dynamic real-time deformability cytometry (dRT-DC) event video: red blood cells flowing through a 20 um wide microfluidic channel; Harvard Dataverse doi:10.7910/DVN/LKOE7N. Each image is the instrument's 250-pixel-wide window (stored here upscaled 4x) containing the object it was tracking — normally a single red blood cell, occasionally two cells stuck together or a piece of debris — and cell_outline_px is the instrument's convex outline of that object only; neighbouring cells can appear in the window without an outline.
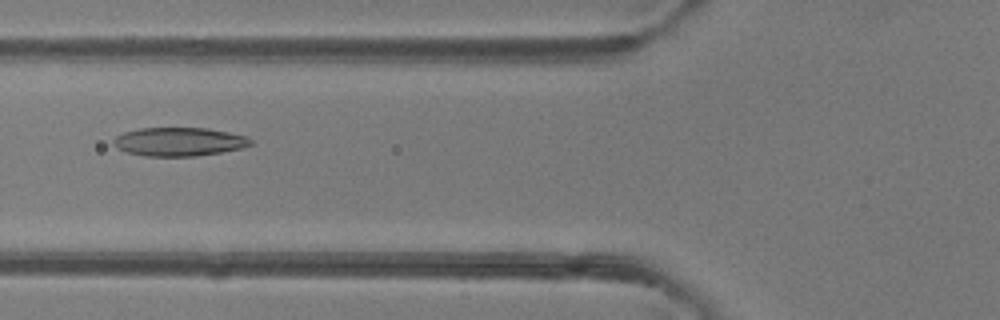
{"species": "common noctule bat (a hibernating species)", "species_latin": "Nyctalus noctula", "temperature_condition": "room temperature", "stored_images_in_passage": 49, "camera_frame_rate_fps": 3000, "um_per_image_px": 0.085, "animal": {"sex": "female"}, "frame": {"image": 1, "passage_image": 19, "time_ms": 6.0, "image_size_px": [1000, 320], "cell_outline_px": [[252, 144], [240, 148], [220, 152], [196, 156], [144, 156], [128, 152], [116, 148], [112, 144], [112, 140], [116, 136], [124, 132], [140, 128], [208, 128], [248, 136], [252, 140]], "centroid_in_image_um": [15.2, 12.04], "position_along_channel_um": 110.6, "area_um2": 22.89}}
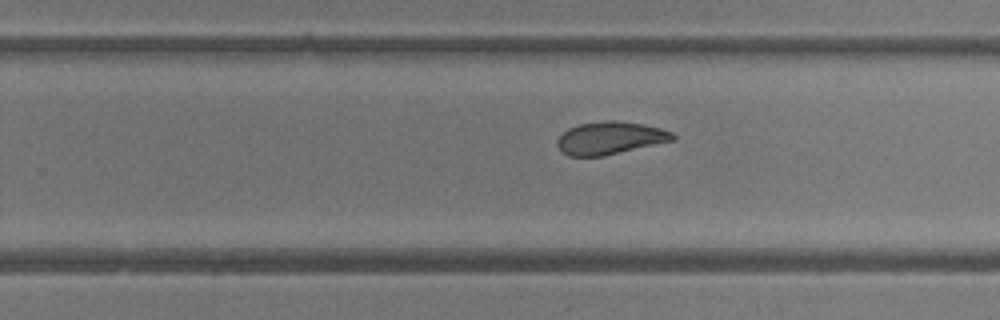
{"frame": {"image": 2, "passage_image": 31, "time_ms": 10.0, "image_size_px": [1000, 320], "cell_outline_px": [[676, 140], [604, 156], [568, 156], [556, 144], [556, 140], [568, 128], [580, 124], [604, 120], [616, 120], [644, 124], [660, 128], [672, 132], [676, 136]], "centroid_in_image_um": [51.89, 11.73], "position_along_channel_um": 277.9, "area_um2": 22.08}}
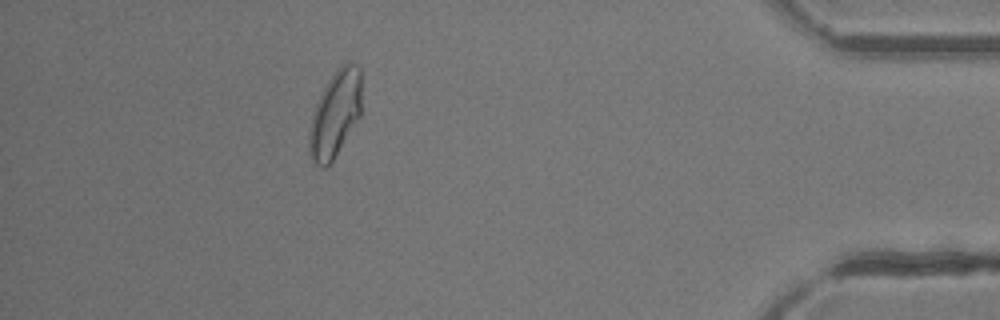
{"frame": {"image": 3, "passage_image": 44, "time_ms": 14.333, "image_size_px": [1000, 320], "cell_outline_px": [[360, 116], [332, 160], [324, 168], [320, 168], [312, 160], [308, 152], [308, 132], [312, 116], [316, 104], [328, 80], [340, 64], [348, 60], [356, 64], [360, 68]], "centroid_in_image_um": [28.47, 9.67], "position_along_channel_um": 406.7, "area_um2": 26.18}, "authors_computed_cell_mechanics": {"area_um2": 24.4494, "velocity_mm_per_s": 4.1865, "shape_relaxation_time_tau1_ms": 6.8464, "shape_relaxation_time_tau2_ms": 2.3068, "deformation_change_tau1": 0.1797, "deformation_change_tau2": 0.0918}}